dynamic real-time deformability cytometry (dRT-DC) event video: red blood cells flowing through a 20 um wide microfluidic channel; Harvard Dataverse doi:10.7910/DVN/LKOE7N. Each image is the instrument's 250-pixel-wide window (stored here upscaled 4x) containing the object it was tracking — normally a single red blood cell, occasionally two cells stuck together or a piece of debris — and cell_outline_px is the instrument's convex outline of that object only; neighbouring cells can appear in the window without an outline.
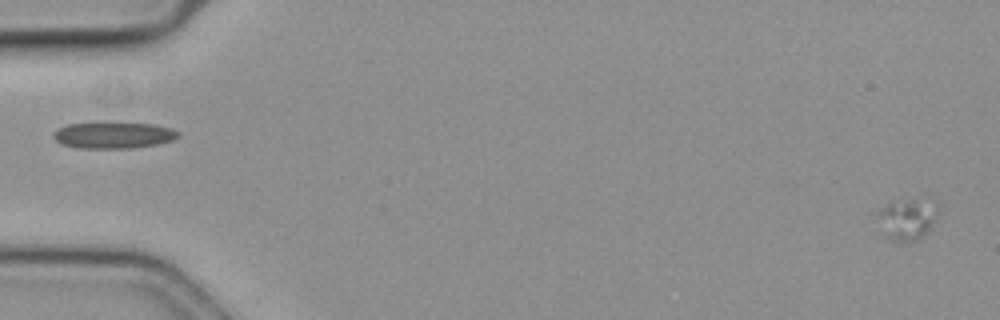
{"species": "common noctule bat (a hibernating species)", "species_latin": "Nyctalus noctula", "temperature_condition": "cold", "stored_images_in_passage": 62, "camera_frame_rate_fps": 3000, "um_per_image_px": 0.085, "animal": {"sex": "female", "body_mass_g": 19.3, "forearm_length_mm": 54.1}, "frame": {"image": 1, "passage_image": 1, "time_ms": 0.0, "image_size_px": [1000, 320], "cell_outline_px": [[932, 220], [928, 228], [920, 236], [908, 244], [900, 244], [892, 240], [888, 236], [876, 216], [876, 212], [888, 204], [916, 200]], "centroid_in_image_um": [76.83, 18.79], "position_along_channel_um": 8.2, "area_um2": 12.08}}
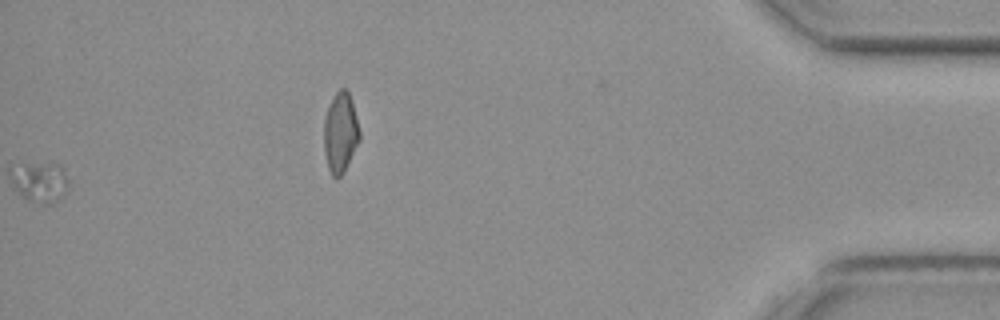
{"frame": {"image": 2, "passage_image": 62, "time_ms": 20.333, "image_size_px": [1000, 320], "cell_outline_px": [[360, 140], [340, 176], [332, 176], [328, 168], [324, 152], [324, 120], [328, 108], [336, 92], [340, 88], [348, 88], [360, 132]], "centroid_in_image_um": [28.93, 11.24], "position_along_channel_um": 406.3, "area_um2": 16.3}}